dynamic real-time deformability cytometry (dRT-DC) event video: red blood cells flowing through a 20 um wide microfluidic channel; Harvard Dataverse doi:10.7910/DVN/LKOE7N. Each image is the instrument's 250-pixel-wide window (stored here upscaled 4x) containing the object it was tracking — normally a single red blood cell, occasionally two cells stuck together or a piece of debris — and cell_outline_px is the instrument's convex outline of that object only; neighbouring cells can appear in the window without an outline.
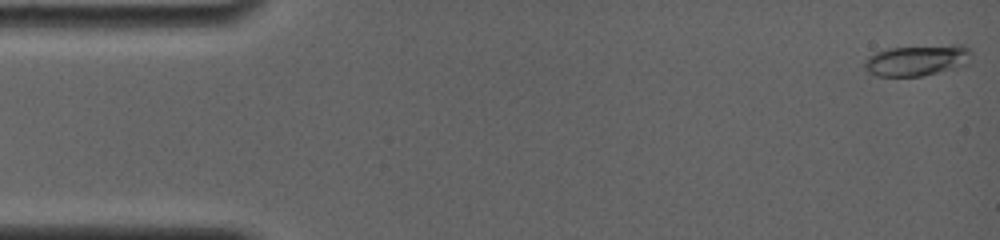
{"species": "common noctule bat (a hibernating species)", "species_latin": "Nyctalus noctula", "temperature_condition": "room temperature", "stored_images_in_passage": 24, "camera_frame_rate_fps": 4000, "um_per_image_px": 0.085, "animal": {"sex": "female", "body_mass_g": 19.0, "forearm_length_mm": 56.7}, "frame": {"image": 1, "passage_image": 1, "time_ms": 0.0, "image_size_px": [1000, 240], "cell_outline_px": [[972, 52], [968, 64], [924, 76], [876, 76], [868, 72], [864, 68], [864, 60], [868, 56], [876, 52], [888, 48], [952, 44], [964, 44]], "centroid_in_image_um": [77.96, 5.11], "position_along_channel_um": 7.0, "area_um2": 19.59}}
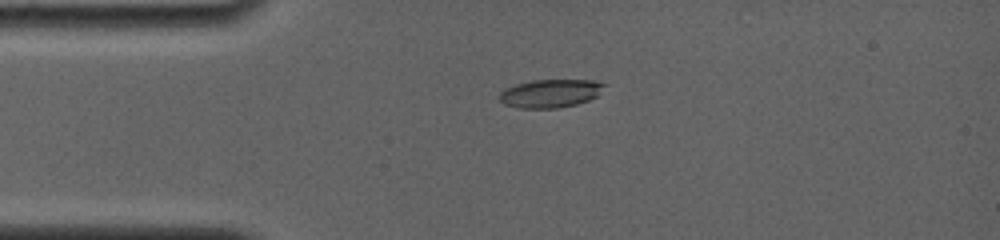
{"frame": {"image": 2, "passage_image": 15, "time_ms": 3.5, "image_size_px": [1000, 240], "cell_outline_px": [[608, 84], [596, 96], [588, 100], [576, 104], [556, 108], [520, 108], [504, 104], [500, 100], [500, 92], [504, 88], [516, 84], [532, 80], [592, 80]], "centroid_in_image_um": [46.78, 7.93], "position_along_channel_um": 38.2, "area_um2": 17.22}}
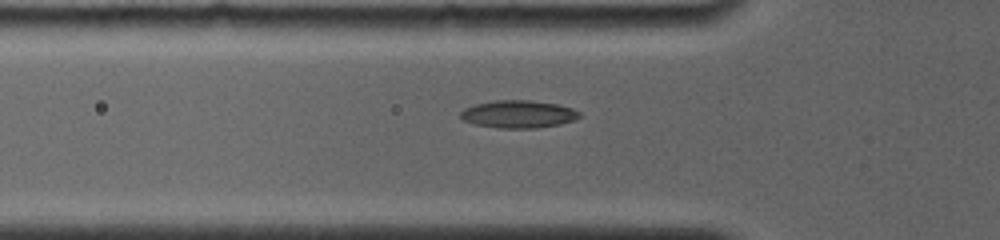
{"frame": {"image": 3, "passage_image": 22, "time_ms": 5.25, "image_size_px": [1000, 240], "cell_outline_px": [[580, 116], [576, 120], [560, 124], [536, 128], [496, 128], [472, 124], [464, 120], [460, 116], [460, 112], [464, 108], [476, 104], [496, 100], [532, 100], [556, 104], [572, 108], [580, 112]], "centroid_in_image_um": [44.06, 9.71], "position_along_channel_um": 81.7, "area_um2": 19.25}}